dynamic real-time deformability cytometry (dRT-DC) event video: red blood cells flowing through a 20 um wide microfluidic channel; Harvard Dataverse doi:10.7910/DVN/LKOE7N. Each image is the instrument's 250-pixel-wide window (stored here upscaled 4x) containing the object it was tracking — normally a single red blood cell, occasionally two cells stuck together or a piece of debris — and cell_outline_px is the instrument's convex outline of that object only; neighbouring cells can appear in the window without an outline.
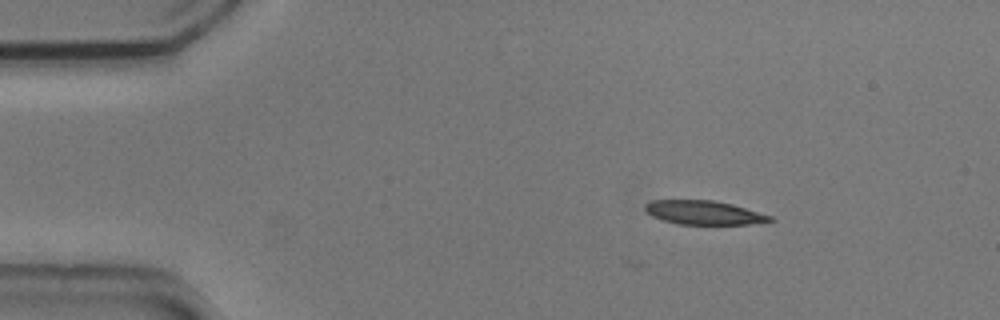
{"species": "common noctule bat (a hibernating species)", "species_latin": "Nyctalus noctula", "temperature_condition": "cold", "stored_images_in_passage": 3, "camera_frame_rate_fps": 3000, "um_per_image_px": 0.085, "animal": {"sex": "male", "body_mass_g": 20.5, "forearm_length_mm": 52.5}, "frame": {"image": 1, "passage_image": 3, "time_ms": 0.667, "image_size_px": [1000, 320], "cell_outline_px": [[776, 220], [748, 224], [680, 224], [664, 220], [652, 216], [644, 208], [644, 204], [652, 200], [712, 200], [732, 204], [772, 216]], "centroid_in_image_um": [59.83, 18.06], "position_along_channel_um": 25.2, "area_um2": 17.22}}